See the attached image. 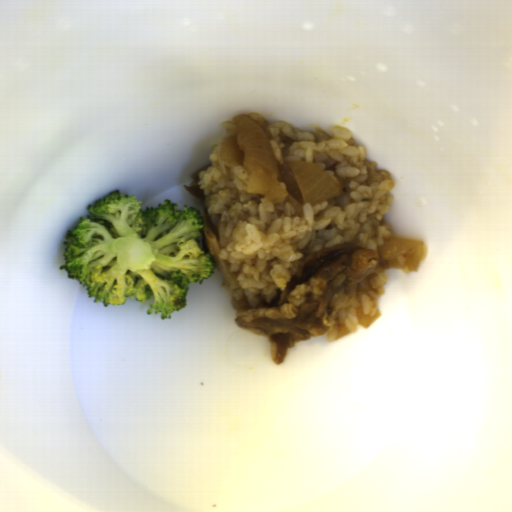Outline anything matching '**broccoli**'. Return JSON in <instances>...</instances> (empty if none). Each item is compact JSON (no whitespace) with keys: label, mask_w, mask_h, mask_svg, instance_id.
Returning a JSON list of instances; mask_svg holds the SVG:
<instances>
[{"label":"broccoli","mask_w":512,"mask_h":512,"mask_svg":"<svg viewBox=\"0 0 512 512\" xmlns=\"http://www.w3.org/2000/svg\"><path fill=\"white\" fill-rule=\"evenodd\" d=\"M69 229L59 270L104 308L147 302V315L171 319L186 305L190 283L203 285L217 268L204 237L202 210L171 200L142 208L137 196L116 189L87 206Z\"/></svg>","instance_id":"broccoli-1"}]
</instances>
